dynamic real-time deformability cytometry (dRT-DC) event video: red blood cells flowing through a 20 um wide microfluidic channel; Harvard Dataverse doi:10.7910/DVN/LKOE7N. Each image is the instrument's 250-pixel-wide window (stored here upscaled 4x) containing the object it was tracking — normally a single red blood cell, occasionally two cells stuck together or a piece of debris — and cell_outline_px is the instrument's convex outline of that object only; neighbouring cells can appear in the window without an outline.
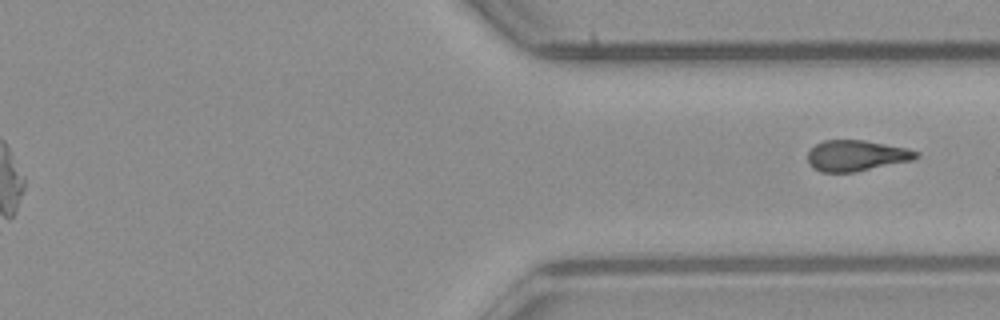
{"species": "common noctule bat (a hibernating species)", "species_latin": "Nyctalus noctula", "temperature_condition": "room temperature", "stored_images_in_passage": 31, "segment_of_instrument_passage": [2, 2], "camera_frame_rate_fps": 3000, "um_per_image_px": 0.085, "animal": {"sex": "male", "body_mass_g": 23.1, "forearm_length_mm": 52.7}, "frame": {"image": 1, "passage_image": 31, "time_ms": 10.0, "image_size_px": [1000, 320], "cell_outline_px": [[920, 156], [912, 160], [856, 172], [820, 172], [812, 168], [808, 160], [808, 152], [816, 144], [824, 140], [864, 140], [908, 148], [920, 152]], "centroid_in_image_um": [72.8, 13.23], "position_along_channel_um": 338.6, "area_um2": 19.59}}